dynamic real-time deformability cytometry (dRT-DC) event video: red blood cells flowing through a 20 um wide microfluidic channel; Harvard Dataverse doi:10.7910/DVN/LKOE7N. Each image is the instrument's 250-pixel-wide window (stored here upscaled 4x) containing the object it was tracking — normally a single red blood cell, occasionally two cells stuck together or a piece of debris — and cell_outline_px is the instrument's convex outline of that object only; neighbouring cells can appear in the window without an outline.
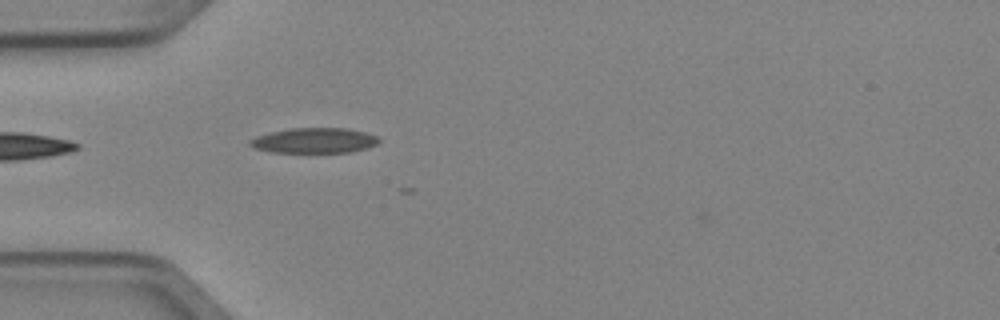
{"species": "Egyptian fruit bat (a non-hibernating species)", "species_latin": "Rousettus aegyptiacus", "temperature_condition": "cold", "stored_images_in_passage": 5, "segment_of_instrument_passage": [2, 2], "camera_frame_rate_fps": 3000, "um_per_image_px": 0.085, "animal": {"sex": "female"}, "frame": {"image": 1, "passage_image": 5, "time_ms": 1.333, "image_size_px": [1000, 320], "cell_outline_px": [[380, 140], [376, 144], [352, 152], [272, 152], [256, 148], [248, 144], [248, 140], [256, 136], [268, 132], [292, 128], [348, 128], [364, 132], [376, 136]], "centroid_in_image_um": [26.67, 11.93], "position_along_channel_um": 58.3, "area_um2": 18.84}}